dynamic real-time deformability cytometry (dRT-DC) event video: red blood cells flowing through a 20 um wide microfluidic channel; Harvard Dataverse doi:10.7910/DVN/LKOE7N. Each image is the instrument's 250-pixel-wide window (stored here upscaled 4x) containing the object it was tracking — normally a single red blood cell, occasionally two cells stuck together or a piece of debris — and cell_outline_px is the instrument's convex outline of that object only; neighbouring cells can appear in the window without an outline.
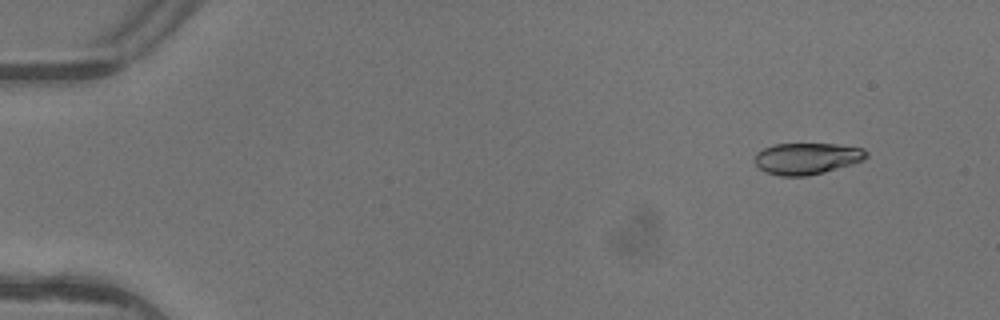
{"species": "common noctule bat (a hibernating species)", "species_latin": "Nyctalus noctula", "temperature_condition": "warm", "stored_images_in_passage": 4, "camera_frame_rate_fps": 3000, "um_per_image_px": 0.085, "animal": {"sex": "female"}, "frame": {"image": 1, "passage_image": 1, "time_ms": 0.0, "image_size_px": [1000, 320], "cell_outline_px": [[868, 156], [864, 160], [852, 164], [824, 172], [808, 176], [780, 176], [764, 172], [756, 164], [756, 152], [764, 148], [776, 144], [836, 144], [864, 148], [868, 152]], "centroid_in_image_um": [68.61, 13.47], "position_along_channel_um": 16.4, "area_um2": 20.52}}
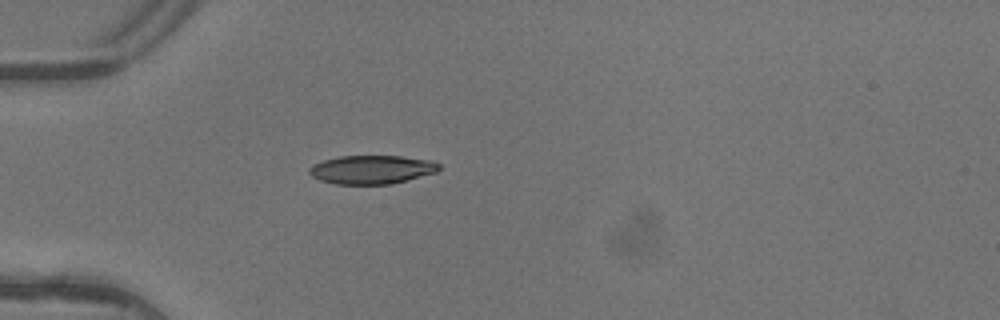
{"frame": {"image": 2, "passage_image": 4, "time_ms": 1.0, "image_size_px": [1000, 320], "cell_outline_px": [[440, 168], [436, 172], [408, 180], [392, 184], [336, 184], [320, 180], [312, 176], [308, 172], [308, 168], [324, 160], [340, 156], [400, 156], [432, 160], [440, 164]], "centroid_in_image_um": [31.62, 14.41], "position_along_channel_um": 53.4, "area_um2": 21.62}}